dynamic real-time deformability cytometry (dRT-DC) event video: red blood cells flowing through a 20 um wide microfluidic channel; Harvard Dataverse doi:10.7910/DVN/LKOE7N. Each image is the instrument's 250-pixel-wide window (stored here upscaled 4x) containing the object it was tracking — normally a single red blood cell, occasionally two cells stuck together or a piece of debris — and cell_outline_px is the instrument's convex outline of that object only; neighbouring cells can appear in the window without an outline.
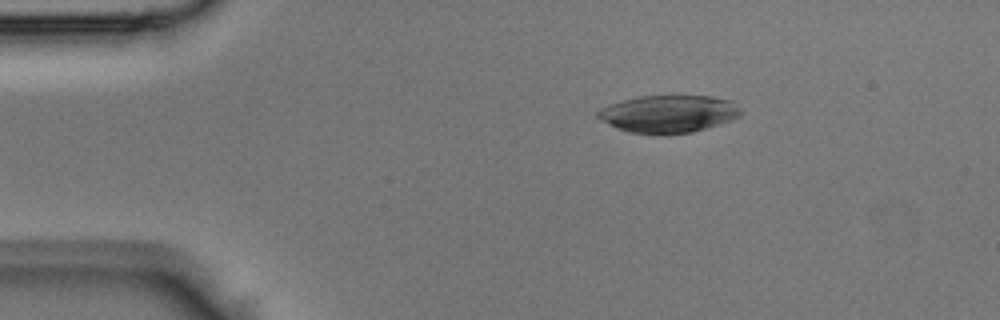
{"species": "Egyptian fruit bat (a non-hibernating species)", "species_latin": "Rousettus aegyptiacus", "temperature_condition": "room temperature", "stored_images_in_passage": 43, "camera_frame_rate_fps": 3000, "um_per_image_px": 0.085, "animal": {"sex": "male"}, "frame": {"image": 1, "passage_image": 7, "time_ms": 2.0, "image_size_px": [1000, 320], "cell_outline_px": [[744, 112], [740, 116], [692, 132], [664, 136], [628, 132], [616, 128], [608, 124], [596, 116], [596, 112], [600, 108], [624, 100], [640, 96], [712, 96], [732, 100]], "centroid_in_image_um": [56.82, 9.69], "position_along_channel_um": 28.2, "area_um2": 31.39}}
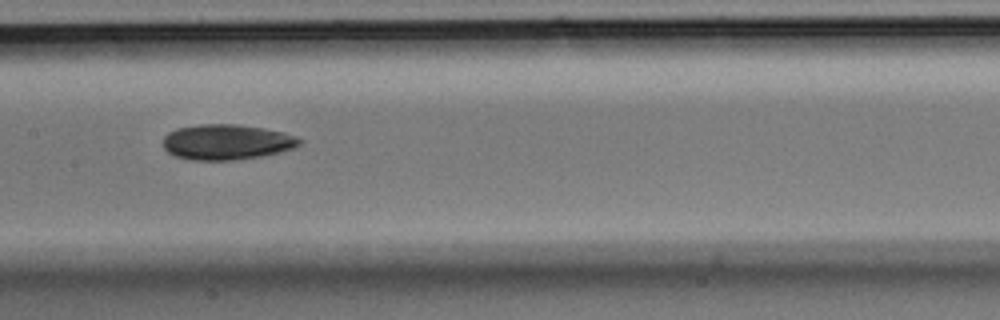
{"frame": {"image": 2, "passage_image": 21, "time_ms": 6.667, "image_size_px": [1000, 320], "cell_outline_px": [[300, 144], [296, 148], [280, 152], [260, 156], [232, 160], [188, 160], [176, 156], [168, 152], [164, 148], [164, 136], [168, 132], [176, 128], [200, 124], [236, 124], [264, 128], [284, 132], [296, 136], [300, 140]], "centroid_in_image_um": [19.26, 12.07], "position_along_channel_um": 188.1, "area_um2": 28.21}}
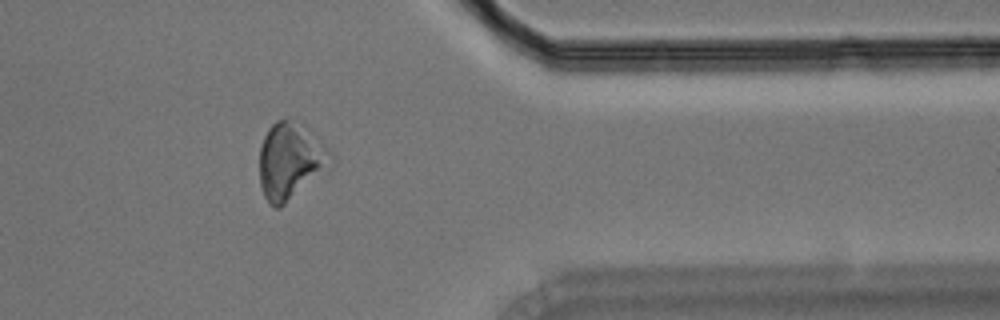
{"frame": {"image": 3, "passage_image": 35, "time_ms": 11.333, "image_size_px": [1000, 320], "cell_outline_px": [[332, 156], [280, 208], [276, 208], [268, 204], [264, 196], [260, 184], [260, 144], [268, 128], [276, 120], [288, 120], [296, 124], [324, 144], [332, 152]], "centroid_in_image_um": [24.53, 13.66], "position_along_channel_um": 386.9, "area_um2": 29.42}}